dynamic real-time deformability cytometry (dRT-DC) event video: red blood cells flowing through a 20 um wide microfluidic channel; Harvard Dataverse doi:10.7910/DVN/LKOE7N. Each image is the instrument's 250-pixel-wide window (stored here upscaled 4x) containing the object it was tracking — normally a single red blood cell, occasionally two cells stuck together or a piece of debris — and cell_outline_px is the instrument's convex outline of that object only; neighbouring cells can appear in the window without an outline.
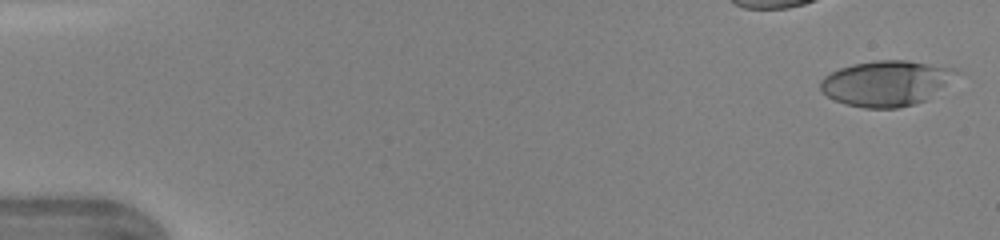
{"species": "human", "species_latin": "Homo sapiens", "temperature_condition": "warm", "stored_images_in_passage": 46, "camera_frame_rate_fps": 3000, "um_per_image_px": 0.085, "donor": {"sex": "female"}, "frame": {"image": 1, "passage_image": 1, "time_ms": 0.0, "image_size_px": [1000, 240], "cell_outline_px": [[960, 72], [924, 100], [916, 104], [896, 108], [864, 108], [844, 104], [828, 96], [820, 88], [820, 80], [824, 76], [840, 68], [852, 64], [876, 60], [908, 60], [956, 68]], "centroid_in_image_um": [75.29, 7.06], "position_along_channel_um": 9.7, "area_um2": 35.6}}
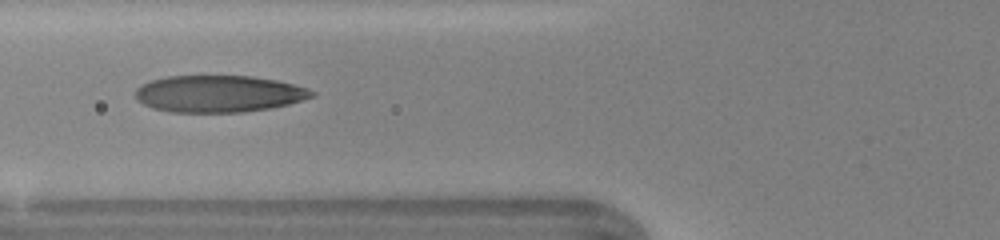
{"frame": {"image": 2, "passage_image": 18, "time_ms": 5.667, "image_size_px": [1000, 240], "cell_outline_px": [[316, 96], [288, 104], [268, 108], [244, 112], [168, 112], [152, 108], [144, 104], [136, 96], [136, 88], [140, 84], [152, 80], [168, 76], [252, 76], [276, 80], [292, 84], [316, 92]], "centroid_in_image_um": [18.58, 7.97], "position_along_channel_um": 107.2, "area_um2": 37.74}}
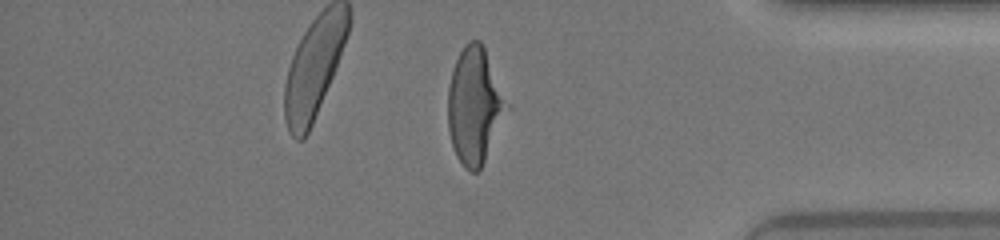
{"frame": {"image": 3, "passage_image": 39, "time_ms": 12.667, "image_size_px": [1000, 240], "cell_outline_px": [[508, 108], [484, 160], [480, 168], [476, 172], [472, 172], [464, 168], [456, 156], [452, 144], [448, 128], [448, 88], [452, 68], [464, 44], [468, 40], [480, 40], [484, 48], [508, 104]], "centroid_in_image_um": [40.3, 8.97], "position_along_channel_um": 394.9, "area_um2": 39.07}, "authors_computed_cell_mechanics": {"area_um2": 37.7434, "velocity_mm_per_s": 4.3921, "shape_relaxation_time_tau1_ms": 3.167, "shape_relaxation_time_tau2_ms": 0.8212, "deformation_change_tau1": 0.202, "deformation_change_tau2": 0.0841}}